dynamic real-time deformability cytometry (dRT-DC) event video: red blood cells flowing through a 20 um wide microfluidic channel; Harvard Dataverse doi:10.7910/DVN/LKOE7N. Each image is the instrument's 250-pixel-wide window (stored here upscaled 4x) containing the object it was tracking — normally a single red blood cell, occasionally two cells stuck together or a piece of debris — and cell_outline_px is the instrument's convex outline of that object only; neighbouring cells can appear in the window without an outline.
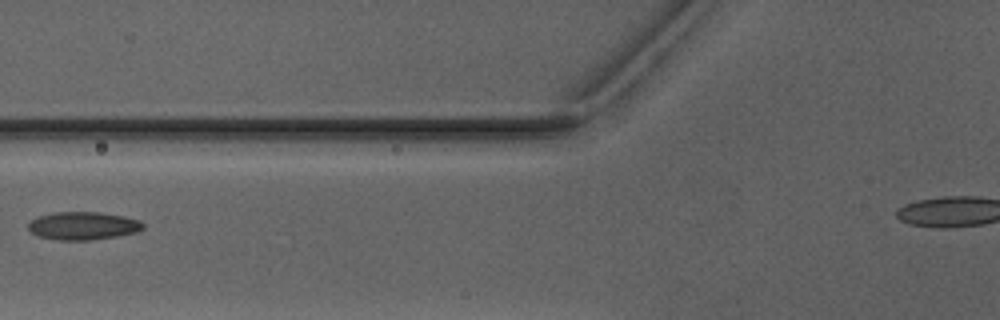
{"species": "Egyptian fruit bat (a non-hibernating species)", "species_latin": "Rousettus aegyptiacus", "temperature_condition": "warm", "stored_images_in_passage": 4, "camera_frame_rate_fps": 3000, "um_per_image_px": 0.085, "animal": {"sex": "male"}, "frame": {"image": 1, "passage_image": 3, "time_ms": 2.667, "image_size_px": [1000, 320], "cell_outline_px": [[144, 228], [136, 232], [116, 236], [88, 240], [56, 240], [36, 236], [28, 228], [28, 224], [32, 220], [40, 216], [56, 212], [100, 212], [124, 216], [140, 220], [144, 224]], "centroid_in_image_um": [7.07, 19.19], "position_along_channel_um": 118.7, "area_um2": 18.67}}
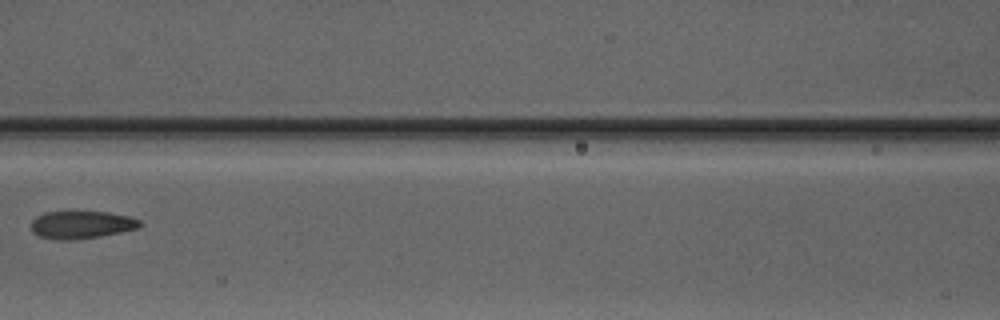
{"frame": {"image": 2, "passage_image": 4, "time_ms": 3.667, "image_size_px": [1000, 320], "cell_outline_px": [[140, 228], [100, 236], [72, 240], [60, 240], [40, 236], [32, 232], [32, 220], [36, 216], [44, 212], [108, 212], [128, 216], [140, 220]], "centroid_in_image_um": [6.92, 19.1], "position_along_channel_um": 159.7, "area_um2": 17.4}}